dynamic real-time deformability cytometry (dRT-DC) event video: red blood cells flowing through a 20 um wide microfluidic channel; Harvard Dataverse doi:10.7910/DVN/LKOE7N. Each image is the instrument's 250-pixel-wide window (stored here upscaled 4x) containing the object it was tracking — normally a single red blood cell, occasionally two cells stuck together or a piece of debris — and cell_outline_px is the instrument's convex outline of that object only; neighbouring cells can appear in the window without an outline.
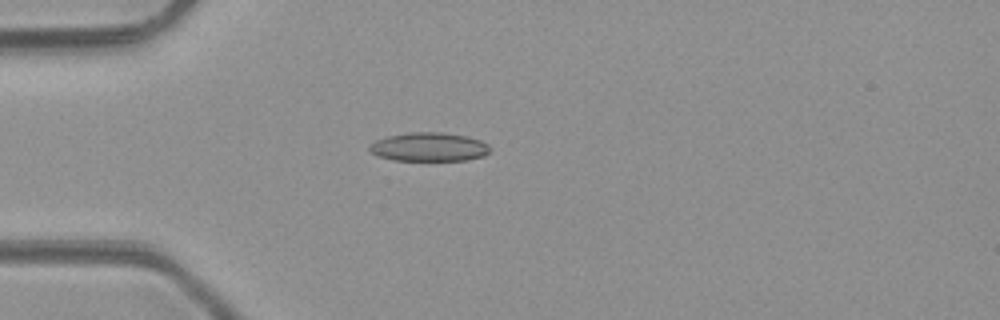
{"species": "common noctule bat (a hibernating species)", "species_latin": "Nyctalus noctula", "temperature_condition": "room temperature", "stored_images_in_passage": 4, "camera_frame_rate_fps": 3000, "um_per_image_px": 0.085, "animal": {"sex": "male", "body_mass_g": 23.1, "forearm_length_mm": 52.7}, "frame": {"image": 1, "passage_image": 4, "time_ms": 4.0, "image_size_px": [1000, 320], "cell_outline_px": [[492, 148], [484, 156], [468, 160], [392, 160], [376, 156], [368, 148], [376, 140], [388, 136], [408, 132], [444, 132], [468, 136], [480, 140], [488, 144]], "centroid_in_image_um": [36.49, 12.49], "position_along_channel_um": 48.5, "area_um2": 20.35}}